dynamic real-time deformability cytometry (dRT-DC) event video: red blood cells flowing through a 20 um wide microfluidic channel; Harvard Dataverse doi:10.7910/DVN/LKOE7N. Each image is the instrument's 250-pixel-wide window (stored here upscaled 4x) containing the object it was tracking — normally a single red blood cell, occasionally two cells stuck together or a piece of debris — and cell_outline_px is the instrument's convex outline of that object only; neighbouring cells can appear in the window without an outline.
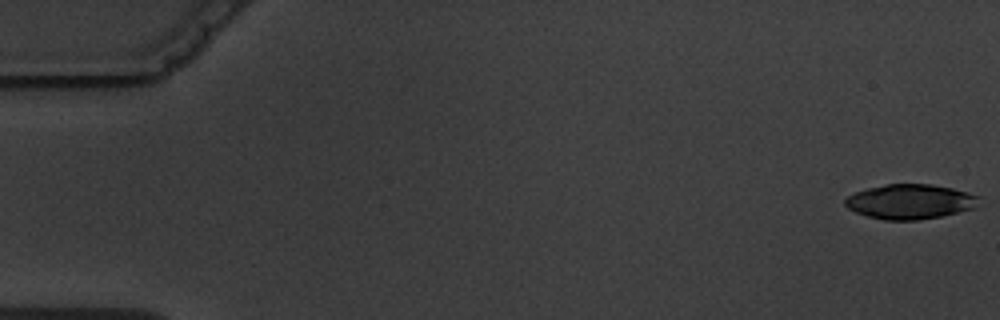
{"species": "common noctule bat (a hibernating species)", "species_latin": "Nyctalus noctula", "temperature_condition": "warm", "stored_images_in_passage": 5, "camera_frame_rate_fps": 3000, "um_per_image_px": 0.085, "animal": {"sex": "male", "body_mass_g": 19.5, "forearm_length_mm": 54.6}, "frame": {"image": 1, "passage_image": 1, "time_ms": 0.0, "image_size_px": [1000, 320], "cell_outline_px": [[980, 196], [976, 208], [940, 216], [916, 220], [884, 220], [868, 216], [856, 212], [848, 208], [844, 204], [844, 200], [848, 196], [856, 192], [868, 188], [888, 184], [932, 184], [952, 188], [968, 192]], "centroid_in_image_um": [77.38, 17.13], "position_along_channel_um": 7.6, "area_um2": 27.05}}
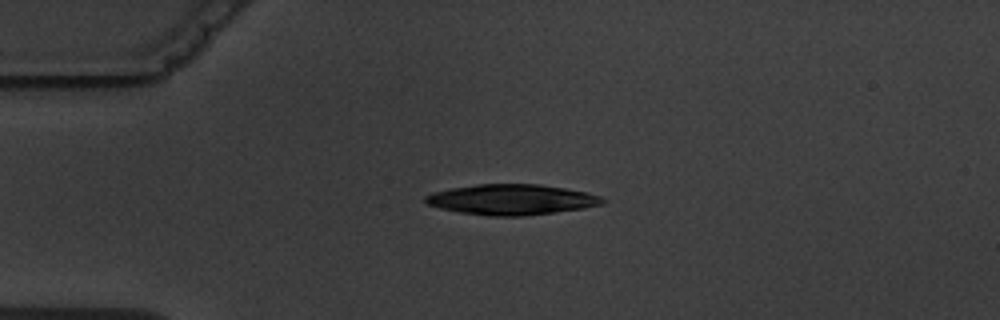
{"frame": {"image": 2, "passage_image": 4, "time_ms": 4.333, "image_size_px": [1000, 320], "cell_outline_px": [[608, 200], [604, 204], [584, 208], [524, 216], [488, 216], [460, 212], [440, 208], [424, 204], [424, 196], [432, 192], [452, 188], [476, 184], [540, 184], [588, 192], [604, 196]], "centroid_in_image_um": [43.51, 16.96], "position_along_channel_um": 41.5, "area_um2": 31.79}}